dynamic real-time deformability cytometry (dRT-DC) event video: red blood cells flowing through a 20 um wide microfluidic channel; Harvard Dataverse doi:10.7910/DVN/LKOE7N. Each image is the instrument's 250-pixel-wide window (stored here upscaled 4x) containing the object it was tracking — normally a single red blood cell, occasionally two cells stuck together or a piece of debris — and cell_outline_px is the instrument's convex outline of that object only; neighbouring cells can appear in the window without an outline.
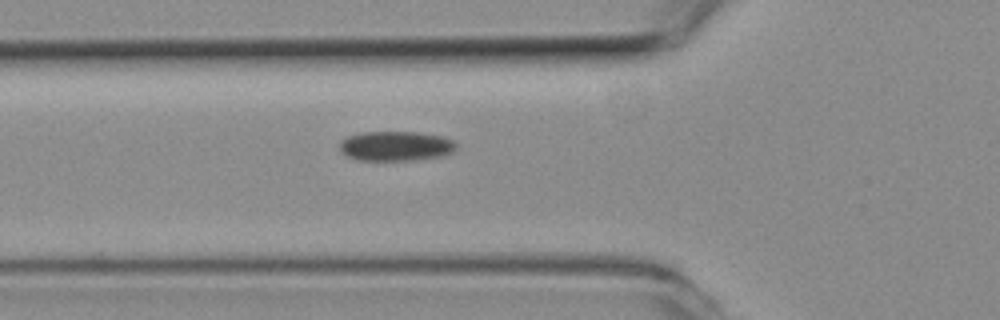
{"species": "common noctule bat (a hibernating species)", "species_latin": "Nyctalus noctula", "temperature_condition": "room temperature", "stored_images_in_passage": 19, "camera_frame_rate_fps": 3000, "um_per_image_px": 0.085, "animal": {"sex": "female", "body_mass_g": 19.3, "forearm_length_mm": 54.1}, "frame": {"image": 1, "passage_image": 4, "time_ms": 1.0, "image_size_px": [1000, 320], "cell_outline_px": [[456, 148], [452, 152], [444, 156], [416, 160], [356, 160], [344, 156], [340, 152], [340, 140], [348, 136], [364, 132], [416, 132], [444, 136], [452, 140], [456, 144]], "centroid_in_image_um": [33.62, 12.42], "position_along_channel_um": 92.2, "area_um2": 20.46}}